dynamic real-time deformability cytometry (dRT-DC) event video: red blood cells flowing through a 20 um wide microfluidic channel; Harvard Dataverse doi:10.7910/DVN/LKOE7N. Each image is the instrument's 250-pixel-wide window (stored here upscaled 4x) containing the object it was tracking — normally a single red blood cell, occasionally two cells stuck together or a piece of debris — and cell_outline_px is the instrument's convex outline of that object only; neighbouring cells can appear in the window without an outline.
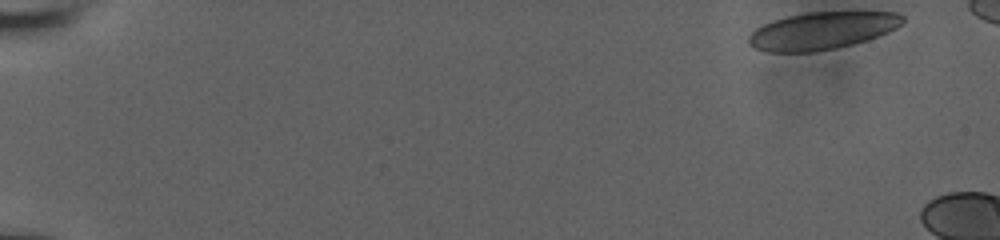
{"species": "human", "species_latin": "Homo sapiens", "temperature_condition": "room temperature", "stored_images_in_passage": 11, "camera_frame_rate_fps": 3000, "um_per_image_px": 0.085, "donor": {"sex": "male"}, "frame": {"image": 1, "passage_image": 1, "time_ms": 0.0, "image_size_px": [1000, 240], "cell_outline_px": [[904, 20], [896, 28], [888, 32], [852, 44], [812, 52], [768, 52], [756, 48], [748, 44], [748, 36], [756, 28], [772, 20], [788, 16], [808, 12], [896, 12], [904, 16]], "centroid_in_image_um": [69.84, 2.6], "position_along_channel_um": 15.2, "area_um2": 33.23}}